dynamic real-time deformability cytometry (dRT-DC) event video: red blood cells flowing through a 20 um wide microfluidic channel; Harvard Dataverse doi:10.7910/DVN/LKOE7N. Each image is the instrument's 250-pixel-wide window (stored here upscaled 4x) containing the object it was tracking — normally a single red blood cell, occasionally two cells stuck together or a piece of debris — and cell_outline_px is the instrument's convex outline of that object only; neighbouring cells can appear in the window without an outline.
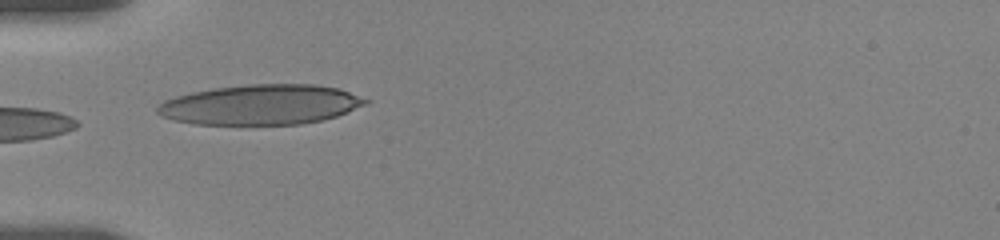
{"species": "human", "species_latin": "Homo sapiens", "temperature_condition": "room temperature", "stored_images_in_passage": 13, "camera_frame_rate_fps": 3000, "um_per_image_px": 0.085, "donor": {"sex": "female"}, "frame": {"image": 1, "passage_image": 3, "time_ms": 1.333, "image_size_px": [1000, 240], "cell_outline_px": [[372, 100], [368, 104], [348, 112], [336, 116], [320, 120], [300, 124], [196, 124], [172, 120], [156, 112], [156, 108], [164, 100], [176, 96], [192, 92], [212, 88], [248, 84], [312, 84], [340, 88]], "centroid_in_image_um": [22.21, 8.88], "position_along_channel_um": 62.8, "area_um2": 48.73}}
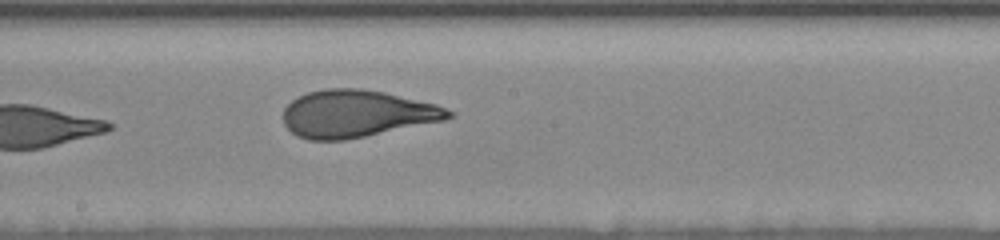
{"frame": {"image": 2, "passage_image": 13, "time_ms": 5.667, "image_size_px": [1000, 240], "cell_outline_px": [[456, 116], [444, 120], [344, 140], [308, 140], [296, 136], [284, 124], [284, 108], [296, 96], [308, 92], [324, 88], [360, 88], [384, 92], [436, 104], [456, 112]], "centroid_in_image_um": [30.31, 9.65], "position_along_channel_um": 217.9, "area_um2": 45.49}}